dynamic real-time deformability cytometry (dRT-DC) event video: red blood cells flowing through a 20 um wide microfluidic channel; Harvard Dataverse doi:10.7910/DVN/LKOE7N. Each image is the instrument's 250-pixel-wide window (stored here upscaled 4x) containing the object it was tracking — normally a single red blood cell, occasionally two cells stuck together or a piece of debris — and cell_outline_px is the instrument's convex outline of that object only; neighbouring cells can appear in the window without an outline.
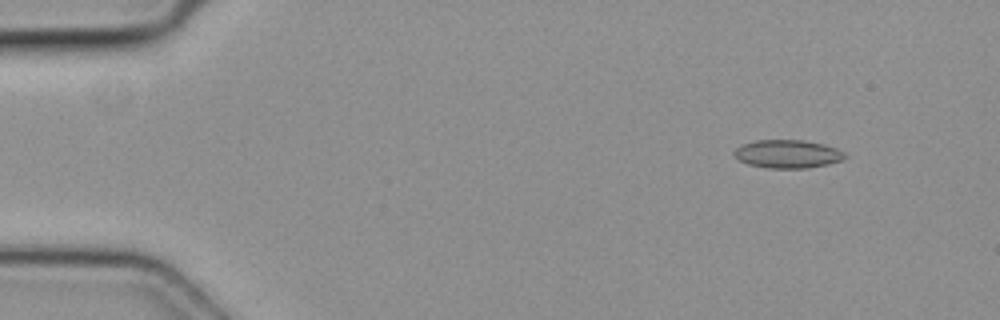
{"species": "common noctule bat (a hibernating species)", "species_latin": "Nyctalus noctula", "temperature_condition": "cold", "stored_images_in_passage": 5, "camera_frame_rate_fps": 3000, "um_per_image_px": 0.085, "animal": {"sex": "female", "body_mass_g": 19.3, "forearm_length_mm": 54.1}, "frame": {"image": 1, "passage_image": 1, "time_ms": 0.0, "image_size_px": [1000, 320], "cell_outline_px": [[848, 156], [844, 160], [828, 164], [808, 168], [768, 168], [748, 164], [740, 160], [732, 152], [736, 148], [744, 144], [756, 140], [804, 140], [824, 144], [836, 148], [844, 152]], "centroid_in_image_um": [66.99, 13.09], "position_along_channel_um": 18.0, "area_um2": 18.26}}
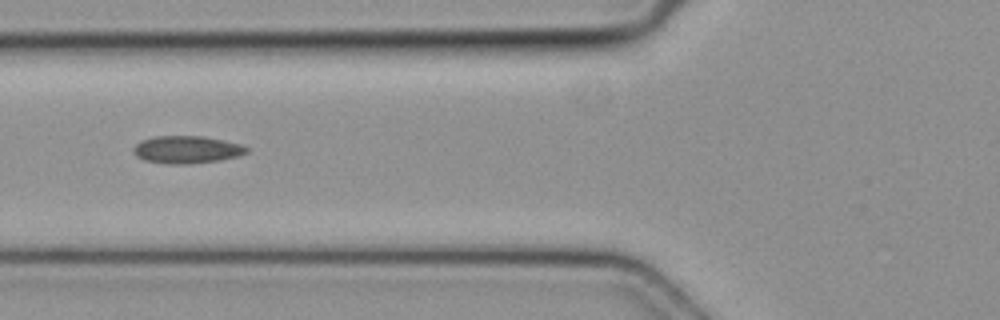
{"frame": {"image": 2, "passage_image": 5, "time_ms": 1.333, "image_size_px": [1000, 320], "cell_outline_px": [[248, 152], [236, 156], [220, 160], [188, 164], [168, 164], [144, 160], [136, 156], [132, 152], [132, 148], [140, 140], [156, 136], [204, 136], [224, 140], [240, 144], [248, 148]], "centroid_in_image_um": [15.83, 12.71], "position_along_channel_um": 110.0, "area_um2": 18.21}}